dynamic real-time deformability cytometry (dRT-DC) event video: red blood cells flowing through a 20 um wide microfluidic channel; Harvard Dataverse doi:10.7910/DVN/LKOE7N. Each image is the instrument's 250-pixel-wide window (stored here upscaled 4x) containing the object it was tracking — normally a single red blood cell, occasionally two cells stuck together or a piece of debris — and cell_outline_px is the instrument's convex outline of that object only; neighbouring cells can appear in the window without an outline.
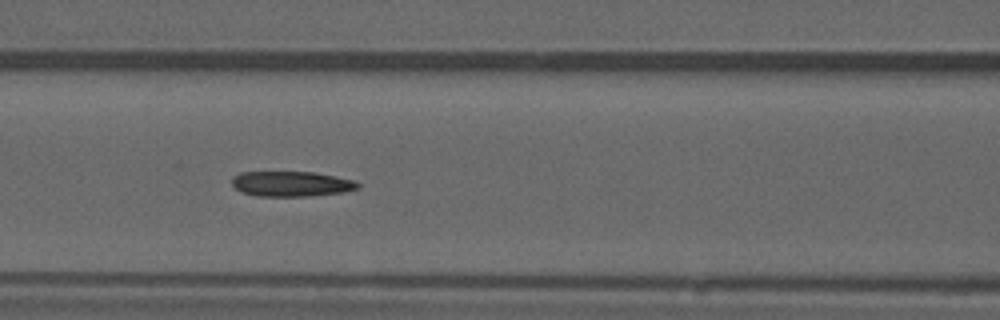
{"species": "common noctule bat (a hibernating species)", "species_latin": "Nyctalus noctula", "temperature_condition": "warm", "stored_images_in_passage": 40, "camera_frame_rate_fps": 3000, "um_per_image_px": 0.085, "animal": {"sex": "male", "forearm_length_mm": 52.5}, "frame": {"image": 1, "passage_image": 12, "time_ms": 3.667, "image_size_px": [1000, 320], "cell_outline_px": [[360, 188], [344, 192], [308, 196], [256, 196], [244, 192], [236, 188], [232, 184], [232, 176], [240, 172], [312, 172], [336, 176], [356, 180], [360, 184]], "centroid_in_image_um": [24.8, 15.62], "position_along_channel_um": 141.8, "area_um2": 18.55}, "authors_computed_cell_mechanics": {"area_um2": 18.7561, "velocity_mm_per_s": 3.8687, "shape_relaxation_time_tau1_ms": null, "shape_relaxation_time_tau2_ms": 6.0233, "deformation_change_tau1": null, "deformation_change_tau2": 0.1562}}